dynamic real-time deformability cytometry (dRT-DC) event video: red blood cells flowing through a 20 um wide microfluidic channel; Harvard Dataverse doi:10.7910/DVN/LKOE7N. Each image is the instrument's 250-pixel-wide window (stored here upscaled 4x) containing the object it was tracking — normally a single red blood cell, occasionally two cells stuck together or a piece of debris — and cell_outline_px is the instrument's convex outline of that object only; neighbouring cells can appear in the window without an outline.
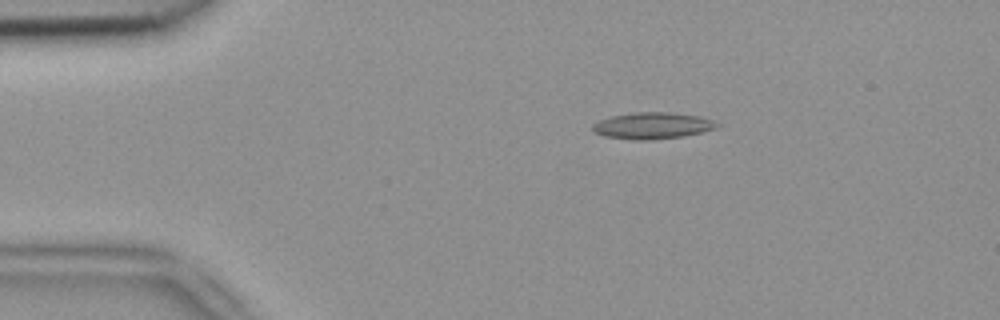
{"species": "common noctule bat (a hibernating species)", "species_latin": "Nyctalus noctula", "temperature_condition": "room temperature", "stored_images_in_passage": 2, "camera_frame_rate_fps": 3000, "um_per_image_px": 0.085, "animal": {"sex": "female", "body_mass_g": 18.4}, "frame": {"image": 1, "passage_image": 2, "time_ms": 0.333, "image_size_px": [1000, 320], "cell_outline_px": [[720, 124], [716, 128], [704, 132], [684, 136], [644, 140], [636, 140], [604, 136], [596, 132], [592, 128], [592, 124], [600, 120], [612, 116], [636, 112], [668, 112], [700, 116], [712, 120]], "centroid_in_image_um": [55.49, 10.68], "position_along_channel_um": 29.5, "area_um2": 19.07}}